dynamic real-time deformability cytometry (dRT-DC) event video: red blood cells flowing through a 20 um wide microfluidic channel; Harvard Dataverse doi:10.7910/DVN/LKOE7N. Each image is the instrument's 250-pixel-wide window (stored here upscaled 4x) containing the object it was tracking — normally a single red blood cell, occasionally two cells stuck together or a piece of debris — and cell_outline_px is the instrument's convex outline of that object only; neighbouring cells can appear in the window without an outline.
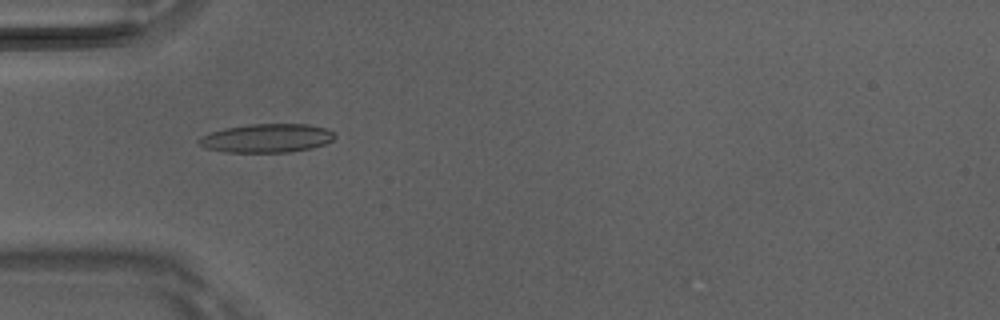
{"species": "Egyptian fruit bat (a non-hibernating species)", "species_latin": "Rousettus aegyptiacus", "temperature_condition": "room temperature", "stored_images_in_passage": 7, "camera_frame_rate_fps": 3000, "um_per_image_px": 0.085, "animal": {"sex": "male"}, "frame": {"image": 1, "passage_image": 4, "time_ms": 1.0, "image_size_px": [1000, 320], "cell_outline_px": [[336, 136], [332, 140], [324, 144], [312, 148], [288, 152], [224, 152], [204, 148], [196, 140], [200, 136], [208, 132], [224, 128], [248, 124], [308, 124], [324, 128], [332, 132]], "centroid_in_image_um": [22.61, 11.74], "position_along_channel_um": 62.4, "area_um2": 22.83}}
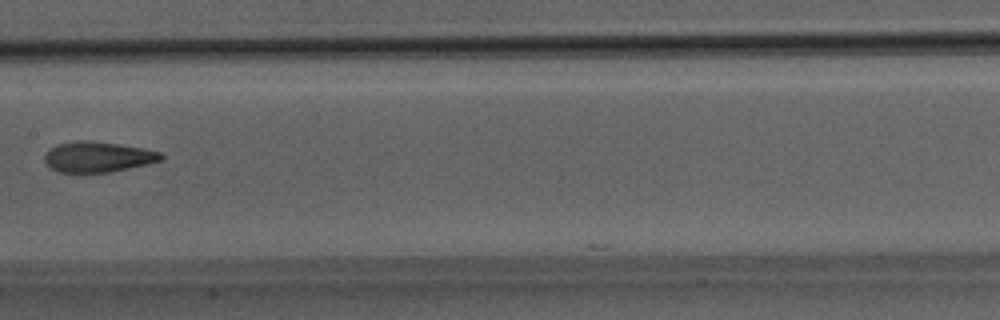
{"frame": {"image": 2, "passage_image": 7, "time_ms": 2.0, "image_size_px": [1000, 320], "cell_outline_px": [[164, 160], [148, 164], [108, 172], [56, 172], [44, 160], [44, 156], [48, 148], [56, 144], [76, 140], [84, 140], [120, 144], [144, 148], [160, 152], [164, 156]], "centroid_in_image_um": [8.31, 13.32], "position_along_channel_um": 199.1, "area_um2": 20.81}}